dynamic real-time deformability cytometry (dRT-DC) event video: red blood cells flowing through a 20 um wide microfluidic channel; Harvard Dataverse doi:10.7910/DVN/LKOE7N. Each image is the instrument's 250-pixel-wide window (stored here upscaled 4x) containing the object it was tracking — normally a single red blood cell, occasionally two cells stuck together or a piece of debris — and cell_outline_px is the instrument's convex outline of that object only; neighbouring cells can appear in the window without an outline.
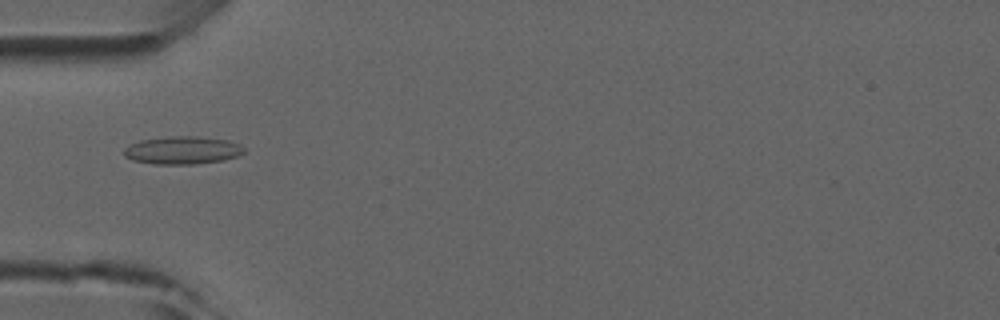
{"species": "common noctule bat (a hibernating species)", "species_latin": "Nyctalus noctula", "temperature_condition": "room temperature", "stored_images_in_passage": 6, "camera_frame_rate_fps": 3000, "um_per_image_px": 0.085, "animal": {"sex": "male", "forearm_length_mm": 52.5}, "frame": {"image": 1, "passage_image": 5, "time_ms": 4.667, "image_size_px": [1000, 320], "cell_outline_px": [[244, 152], [236, 156], [224, 160], [196, 164], [152, 164], [132, 160], [124, 156], [124, 148], [128, 144], [140, 140], [168, 136], [200, 136], [228, 140], [240, 144], [244, 148]], "centroid_in_image_um": [15.48, 12.76], "position_along_channel_um": 69.5, "area_um2": 19.71}}
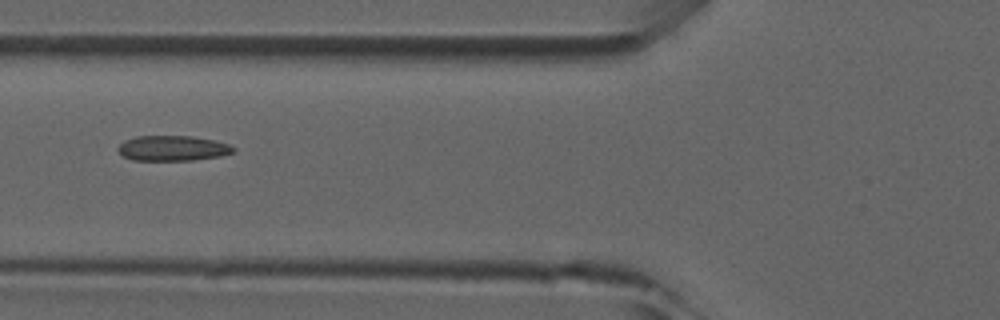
{"frame": {"image": 2, "passage_image": 6, "time_ms": 5.667, "image_size_px": [1000, 320], "cell_outline_px": [[236, 152], [220, 156], [192, 160], [132, 160], [124, 156], [116, 148], [124, 140], [136, 136], [192, 136], [212, 140], [228, 144], [236, 148]], "centroid_in_image_um": [14.68, 12.6], "position_along_channel_um": 111.1, "area_um2": 16.94}}